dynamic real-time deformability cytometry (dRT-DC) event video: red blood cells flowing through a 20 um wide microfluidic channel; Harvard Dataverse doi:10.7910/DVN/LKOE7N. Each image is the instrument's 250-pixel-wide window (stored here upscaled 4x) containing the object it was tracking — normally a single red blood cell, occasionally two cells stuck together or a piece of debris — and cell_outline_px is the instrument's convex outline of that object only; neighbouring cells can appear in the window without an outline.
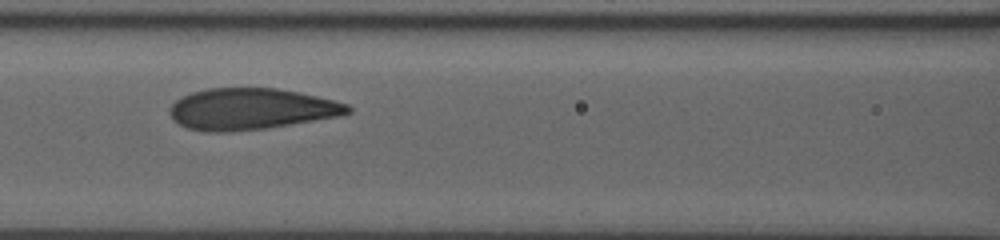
{"species": "human", "species_latin": "Homo sapiens", "temperature_condition": "room temperature", "stored_images_in_passage": 28, "camera_frame_rate_fps": 3000, "um_per_image_px": 0.085, "donor": {"sex": "male"}, "frame": {"image": 1, "passage_image": 11, "time_ms": 5.667, "image_size_px": [1000, 240], "cell_outline_px": [[352, 112], [340, 116], [268, 128], [224, 132], [204, 132], [188, 128], [172, 120], [168, 112], [168, 108], [180, 96], [192, 92], [208, 88], [276, 88], [300, 92], [348, 104], [352, 108]], "centroid_in_image_um": [21.31, 9.27], "position_along_channel_um": 145.3, "area_um2": 43.18}}
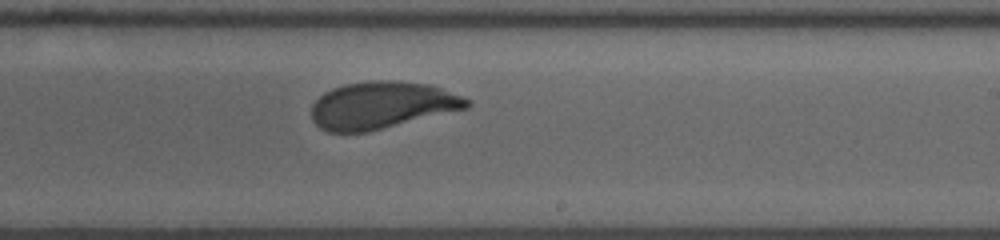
{"frame": {"image": 2, "passage_image": 18, "time_ms": 8.667, "image_size_px": [1000, 240], "cell_outline_px": [[472, 104], [468, 108], [368, 132], [328, 132], [320, 128], [312, 120], [312, 104], [324, 92], [332, 88], [344, 84], [372, 80], [396, 80], [432, 84], [472, 100]], "centroid_in_image_um": [32.48, 8.93], "position_along_channel_um": 256.5, "area_um2": 43.06}}
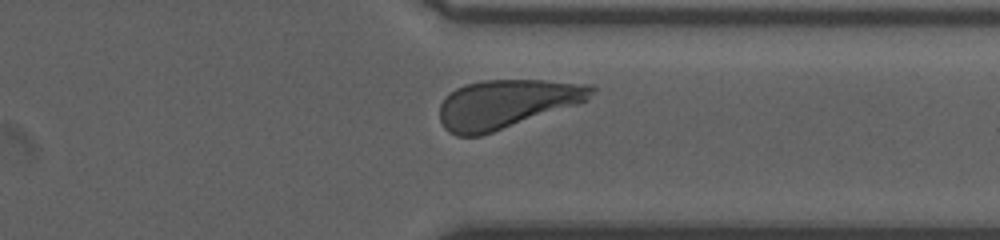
{"frame": {"image": 3, "passage_image": 25, "time_ms": 11.667, "image_size_px": [1000, 240], "cell_outline_px": [[596, 92], [588, 100], [480, 136], [456, 136], [448, 132], [444, 128], [440, 120], [440, 104], [456, 88], [464, 84], [480, 80], [544, 80], [592, 84], [596, 88]], "centroid_in_image_um": [43.05, 8.81], "position_along_channel_um": 368.3, "area_um2": 42.83}, "authors_computed_cell_mechanics": {"area_um2": 43.1766, "velocity_mm_per_s": 3.723, "shape_relaxation_time_tau1_ms": 3.4858, "shape_relaxation_time_tau2_ms": null, "deformation_change_tau1": 0.1665, "deformation_change_tau2": null}}